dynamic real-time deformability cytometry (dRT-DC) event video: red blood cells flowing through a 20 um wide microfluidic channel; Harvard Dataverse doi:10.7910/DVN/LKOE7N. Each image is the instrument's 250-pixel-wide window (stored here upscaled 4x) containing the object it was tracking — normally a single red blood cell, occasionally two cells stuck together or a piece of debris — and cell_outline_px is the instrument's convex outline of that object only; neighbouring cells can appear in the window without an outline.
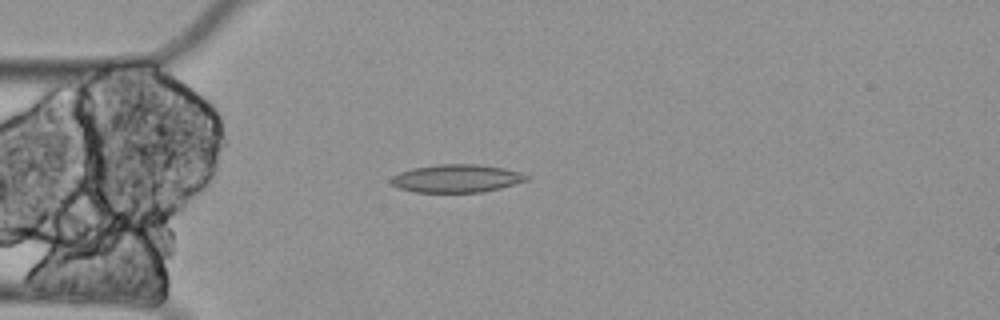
{"species": "Egyptian fruit bat (a non-hibernating species)", "species_latin": "Rousettus aegyptiacus", "temperature_condition": "cold", "stored_images_in_passage": 5, "camera_frame_rate_fps": 3000, "um_per_image_px": 0.085, "animal": {"sex": "female"}, "frame": {"image": 1, "passage_image": 5, "time_ms": 1.333, "image_size_px": [1000, 320], "cell_outline_px": [[528, 180], [500, 188], [484, 192], [416, 192], [400, 188], [392, 184], [388, 180], [392, 176], [400, 172], [412, 168], [436, 164], [476, 164], [504, 168], [520, 172], [528, 176]], "centroid_in_image_um": [38.79, 15.16], "position_along_channel_um": 46.2, "area_um2": 22.08}}